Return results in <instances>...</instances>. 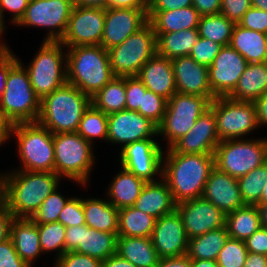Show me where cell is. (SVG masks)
I'll list each match as a JSON object with an SVG mask.
<instances>
[{"label":"cell","mask_w":267,"mask_h":267,"mask_svg":"<svg viewBox=\"0 0 267 267\" xmlns=\"http://www.w3.org/2000/svg\"><path fill=\"white\" fill-rule=\"evenodd\" d=\"M58 222L62 223L65 227L86 224L82 198L71 197L60 212Z\"/></svg>","instance_id":"cell-47"},{"label":"cell","mask_w":267,"mask_h":267,"mask_svg":"<svg viewBox=\"0 0 267 267\" xmlns=\"http://www.w3.org/2000/svg\"><path fill=\"white\" fill-rule=\"evenodd\" d=\"M105 16V8L74 5L66 32L60 42L65 48L100 45Z\"/></svg>","instance_id":"cell-15"},{"label":"cell","mask_w":267,"mask_h":267,"mask_svg":"<svg viewBox=\"0 0 267 267\" xmlns=\"http://www.w3.org/2000/svg\"><path fill=\"white\" fill-rule=\"evenodd\" d=\"M219 142L216 118L209 108L196 120L193 128L171 148L176 153L214 155Z\"/></svg>","instance_id":"cell-22"},{"label":"cell","mask_w":267,"mask_h":267,"mask_svg":"<svg viewBox=\"0 0 267 267\" xmlns=\"http://www.w3.org/2000/svg\"><path fill=\"white\" fill-rule=\"evenodd\" d=\"M64 47L61 42L43 41L32 62L25 67L40 100L68 83Z\"/></svg>","instance_id":"cell-8"},{"label":"cell","mask_w":267,"mask_h":267,"mask_svg":"<svg viewBox=\"0 0 267 267\" xmlns=\"http://www.w3.org/2000/svg\"><path fill=\"white\" fill-rule=\"evenodd\" d=\"M214 156L215 167L238 179L267 162V137L220 141Z\"/></svg>","instance_id":"cell-9"},{"label":"cell","mask_w":267,"mask_h":267,"mask_svg":"<svg viewBox=\"0 0 267 267\" xmlns=\"http://www.w3.org/2000/svg\"><path fill=\"white\" fill-rule=\"evenodd\" d=\"M260 211L261 227L267 228V203L257 204Z\"/></svg>","instance_id":"cell-67"},{"label":"cell","mask_w":267,"mask_h":267,"mask_svg":"<svg viewBox=\"0 0 267 267\" xmlns=\"http://www.w3.org/2000/svg\"><path fill=\"white\" fill-rule=\"evenodd\" d=\"M244 242L248 252L267 256V228L260 227Z\"/></svg>","instance_id":"cell-55"},{"label":"cell","mask_w":267,"mask_h":267,"mask_svg":"<svg viewBox=\"0 0 267 267\" xmlns=\"http://www.w3.org/2000/svg\"><path fill=\"white\" fill-rule=\"evenodd\" d=\"M266 61H267V34H266Z\"/></svg>","instance_id":"cell-72"},{"label":"cell","mask_w":267,"mask_h":267,"mask_svg":"<svg viewBox=\"0 0 267 267\" xmlns=\"http://www.w3.org/2000/svg\"><path fill=\"white\" fill-rule=\"evenodd\" d=\"M39 233V242L43 254L56 251V259L65 253L66 227L60 222L36 224Z\"/></svg>","instance_id":"cell-42"},{"label":"cell","mask_w":267,"mask_h":267,"mask_svg":"<svg viewBox=\"0 0 267 267\" xmlns=\"http://www.w3.org/2000/svg\"><path fill=\"white\" fill-rule=\"evenodd\" d=\"M202 197L214 204L225 215L245 206L237 178L220 171L217 167L210 171Z\"/></svg>","instance_id":"cell-24"},{"label":"cell","mask_w":267,"mask_h":267,"mask_svg":"<svg viewBox=\"0 0 267 267\" xmlns=\"http://www.w3.org/2000/svg\"><path fill=\"white\" fill-rule=\"evenodd\" d=\"M55 172L13 170L4 176L3 200L15 218H31L59 186Z\"/></svg>","instance_id":"cell-2"},{"label":"cell","mask_w":267,"mask_h":267,"mask_svg":"<svg viewBox=\"0 0 267 267\" xmlns=\"http://www.w3.org/2000/svg\"><path fill=\"white\" fill-rule=\"evenodd\" d=\"M267 179V162L238 178L240 194L245 205H257Z\"/></svg>","instance_id":"cell-41"},{"label":"cell","mask_w":267,"mask_h":267,"mask_svg":"<svg viewBox=\"0 0 267 267\" xmlns=\"http://www.w3.org/2000/svg\"><path fill=\"white\" fill-rule=\"evenodd\" d=\"M70 199L71 198L66 199V197H64L63 194L61 195L56 189L42 202L30 219L36 224L58 222L60 212Z\"/></svg>","instance_id":"cell-43"},{"label":"cell","mask_w":267,"mask_h":267,"mask_svg":"<svg viewBox=\"0 0 267 267\" xmlns=\"http://www.w3.org/2000/svg\"><path fill=\"white\" fill-rule=\"evenodd\" d=\"M157 53L156 34L148 22L124 42L108 50L115 77L137 76L140 69Z\"/></svg>","instance_id":"cell-11"},{"label":"cell","mask_w":267,"mask_h":267,"mask_svg":"<svg viewBox=\"0 0 267 267\" xmlns=\"http://www.w3.org/2000/svg\"><path fill=\"white\" fill-rule=\"evenodd\" d=\"M116 253L135 267H156L160 259L151 237L117 236Z\"/></svg>","instance_id":"cell-30"},{"label":"cell","mask_w":267,"mask_h":267,"mask_svg":"<svg viewBox=\"0 0 267 267\" xmlns=\"http://www.w3.org/2000/svg\"><path fill=\"white\" fill-rule=\"evenodd\" d=\"M163 155L162 178L167 182L176 204L202 197L214 155L176 153L172 148Z\"/></svg>","instance_id":"cell-1"},{"label":"cell","mask_w":267,"mask_h":267,"mask_svg":"<svg viewBox=\"0 0 267 267\" xmlns=\"http://www.w3.org/2000/svg\"><path fill=\"white\" fill-rule=\"evenodd\" d=\"M103 261L78 252H65L56 259L55 267H102Z\"/></svg>","instance_id":"cell-49"},{"label":"cell","mask_w":267,"mask_h":267,"mask_svg":"<svg viewBox=\"0 0 267 267\" xmlns=\"http://www.w3.org/2000/svg\"><path fill=\"white\" fill-rule=\"evenodd\" d=\"M191 267H219L215 260H191Z\"/></svg>","instance_id":"cell-66"},{"label":"cell","mask_w":267,"mask_h":267,"mask_svg":"<svg viewBox=\"0 0 267 267\" xmlns=\"http://www.w3.org/2000/svg\"><path fill=\"white\" fill-rule=\"evenodd\" d=\"M210 103L207 97L179 92L167 100L165 115L158 125V136L168 140L167 148L193 128L196 120L209 109Z\"/></svg>","instance_id":"cell-10"},{"label":"cell","mask_w":267,"mask_h":267,"mask_svg":"<svg viewBox=\"0 0 267 267\" xmlns=\"http://www.w3.org/2000/svg\"><path fill=\"white\" fill-rule=\"evenodd\" d=\"M148 22L154 33L178 32L198 28L200 15L193 7L179 8L169 11H147Z\"/></svg>","instance_id":"cell-29"},{"label":"cell","mask_w":267,"mask_h":267,"mask_svg":"<svg viewBox=\"0 0 267 267\" xmlns=\"http://www.w3.org/2000/svg\"><path fill=\"white\" fill-rule=\"evenodd\" d=\"M55 173L60 177L87 185L95 164L93 144L77 132L53 134Z\"/></svg>","instance_id":"cell-7"},{"label":"cell","mask_w":267,"mask_h":267,"mask_svg":"<svg viewBox=\"0 0 267 267\" xmlns=\"http://www.w3.org/2000/svg\"><path fill=\"white\" fill-rule=\"evenodd\" d=\"M188 239L225 227L226 215L203 197L176 204Z\"/></svg>","instance_id":"cell-18"},{"label":"cell","mask_w":267,"mask_h":267,"mask_svg":"<svg viewBox=\"0 0 267 267\" xmlns=\"http://www.w3.org/2000/svg\"><path fill=\"white\" fill-rule=\"evenodd\" d=\"M163 148L154 138L135 141L125 145L120 152V166L147 182L162 177Z\"/></svg>","instance_id":"cell-14"},{"label":"cell","mask_w":267,"mask_h":267,"mask_svg":"<svg viewBox=\"0 0 267 267\" xmlns=\"http://www.w3.org/2000/svg\"><path fill=\"white\" fill-rule=\"evenodd\" d=\"M228 238L226 226L193 237L189 239L187 255L191 260L216 261Z\"/></svg>","instance_id":"cell-35"},{"label":"cell","mask_w":267,"mask_h":267,"mask_svg":"<svg viewBox=\"0 0 267 267\" xmlns=\"http://www.w3.org/2000/svg\"><path fill=\"white\" fill-rule=\"evenodd\" d=\"M68 50V51H67ZM66 50L67 81L91 98L113 75L108 50L101 45L75 46Z\"/></svg>","instance_id":"cell-3"},{"label":"cell","mask_w":267,"mask_h":267,"mask_svg":"<svg viewBox=\"0 0 267 267\" xmlns=\"http://www.w3.org/2000/svg\"><path fill=\"white\" fill-rule=\"evenodd\" d=\"M176 90L182 94L200 95L211 102L216 98L209 85L208 67L190 56L171 59Z\"/></svg>","instance_id":"cell-23"},{"label":"cell","mask_w":267,"mask_h":267,"mask_svg":"<svg viewBox=\"0 0 267 267\" xmlns=\"http://www.w3.org/2000/svg\"><path fill=\"white\" fill-rule=\"evenodd\" d=\"M10 239L21 259L30 267L42 252L36 223L29 218H14L10 227Z\"/></svg>","instance_id":"cell-27"},{"label":"cell","mask_w":267,"mask_h":267,"mask_svg":"<svg viewBox=\"0 0 267 267\" xmlns=\"http://www.w3.org/2000/svg\"><path fill=\"white\" fill-rule=\"evenodd\" d=\"M155 34L157 54L167 59L189 56L200 37L198 28Z\"/></svg>","instance_id":"cell-34"},{"label":"cell","mask_w":267,"mask_h":267,"mask_svg":"<svg viewBox=\"0 0 267 267\" xmlns=\"http://www.w3.org/2000/svg\"><path fill=\"white\" fill-rule=\"evenodd\" d=\"M267 92V61L248 63L235 89L227 96L232 100L254 102Z\"/></svg>","instance_id":"cell-28"},{"label":"cell","mask_w":267,"mask_h":267,"mask_svg":"<svg viewBox=\"0 0 267 267\" xmlns=\"http://www.w3.org/2000/svg\"><path fill=\"white\" fill-rule=\"evenodd\" d=\"M18 61L16 55L10 50L8 45L4 44L0 48V95L6 86V77L9 69Z\"/></svg>","instance_id":"cell-54"},{"label":"cell","mask_w":267,"mask_h":267,"mask_svg":"<svg viewBox=\"0 0 267 267\" xmlns=\"http://www.w3.org/2000/svg\"><path fill=\"white\" fill-rule=\"evenodd\" d=\"M222 47L223 46L217 42L199 37L189 56L197 63L209 67L213 63L214 58L221 51Z\"/></svg>","instance_id":"cell-46"},{"label":"cell","mask_w":267,"mask_h":267,"mask_svg":"<svg viewBox=\"0 0 267 267\" xmlns=\"http://www.w3.org/2000/svg\"><path fill=\"white\" fill-rule=\"evenodd\" d=\"M248 251L243 240L228 238L219 252L216 262L219 267H243Z\"/></svg>","instance_id":"cell-44"},{"label":"cell","mask_w":267,"mask_h":267,"mask_svg":"<svg viewBox=\"0 0 267 267\" xmlns=\"http://www.w3.org/2000/svg\"><path fill=\"white\" fill-rule=\"evenodd\" d=\"M117 233L89 228L86 224L66 227L65 252H78L101 261L116 254Z\"/></svg>","instance_id":"cell-16"},{"label":"cell","mask_w":267,"mask_h":267,"mask_svg":"<svg viewBox=\"0 0 267 267\" xmlns=\"http://www.w3.org/2000/svg\"><path fill=\"white\" fill-rule=\"evenodd\" d=\"M156 267H191L188 255L159 259Z\"/></svg>","instance_id":"cell-60"},{"label":"cell","mask_w":267,"mask_h":267,"mask_svg":"<svg viewBox=\"0 0 267 267\" xmlns=\"http://www.w3.org/2000/svg\"><path fill=\"white\" fill-rule=\"evenodd\" d=\"M74 7L73 0H30L16 26L49 29L44 41L60 42L66 32Z\"/></svg>","instance_id":"cell-13"},{"label":"cell","mask_w":267,"mask_h":267,"mask_svg":"<svg viewBox=\"0 0 267 267\" xmlns=\"http://www.w3.org/2000/svg\"><path fill=\"white\" fill-rule=\"evenodd\" d=\"M108 8L148 9V0H108Z\"/></svg>","instance_id":"cell-59"},{"label":"cell","mask_w":267,"mask_h":267,"mask_svg":"<svg viewBox=\"0 0 267 267\" xmlns=\"http://www.w3.org/2000/svg\"><path fill=\"white\" fill-rule=\"evenodd\" d=\"M222 0H193V7L200 16L219 14Z\"/></svg>","instance_id":"cell-58"},{"label":"cell","mask_w":267,"mask_h":267,"mask_svg":"<svg viewBox=\"0 0 267 267\" xmlns=\"http://www.w3.org/2000/svg\"><path fill=\"white\" fill-rule=\"evenodd\" d=\"M167 99L146 89L142 100V107L137 111L143 117L150 119L157 126L162 122L166 112Z\"/></svg>","instance_id":"cell-45"},{"label":"cell","mask_w":267,"mask_h":267,"mask_svg":"<svg viewBox=\"0 0 267 267\" xmlns=\"http://www.w3.org/2000/svg\"><path fill=\"white\" fill-rule=\"evenodd\" d=\"M18 61L9 69L6 86L0 95V114L9 125L37 122L41 100L32 88L29 75Z\"/></svg>","instance_id":"cell-5"},{"label":"cell","mask_w":267,"mask_h":267,"mask_svg":"<svg viewBox=\"0 0 267 267\" xmlns=\"http://www.w3.org/2000/svg\"><path fill=\"white\" fill-rule=\"evenodd\" d=\"M266 203H267V179L265 181V185L263 186L262 196L258 204H266Z\"/></svg>","instance_id":"cell-69"},{"label":"cell","mask_w":267,"mask_h":267,"mask_svg":"<svg viewBox=\"0 0 267 267\" xmlns=\"http://www.w3.org/2000/svg\"><path fill=\"white\" fill-rule=\"evenodd\" d=\"M13 134V135H12ZM17 139L22 171L55 172L53 134L38 122L9 127V138Z\"/></svg>","instance_id":"cell-6"},{"label":"cell","mask_w":267,"mask_h":267,"mask_svg":"<svg viewBox=\"0 0 267 267\" xmlns=\"http://www.w3.org/2000/svg\"><path fill=\"white\" fill-rule=\"evenodd\" d=\"M251 6V0H222L220 13L238 23Z\"/></svg>","instance_id":"cell-51"},{"label":"cell","mask_w":267,"mask_h":267,"mask_svg":"<svg viewBox=\"0 0 267 267\" xmlns=\"http://www.w3.org/2000/svg\"><path fill=\"white\" fill-rule=\"evenodd\" d=\"M76 132L92 144L95 138L103 139L107 142L108 115L91 103L85 110Z\"/></svg>","instance_id":"cell-40"},{"label":"cell","mask_w":267,"mask_h":267,"mask_svg":"<svg viewBox=\"0 0 267 267\" xmlns=\"http://www.w3.org/2000/svg\"><path fill=\"white\" fill-rule=\"evenodd\" d=\"M243 267H267V256L248 252Z\"/></svg>","instance_id":"cell-62"},{"label":"cell","mask_w":267,"mask_h":267,"mask_svg":"<svg viewBox=\"0 0 267 267\" xmlns=\"http://www.w3.org/2000/svg\"><path fill=\"white\" fill-rule=\"evenodd\" d=\"M133 207L154 217L170 214L176 210V203L167 182L161 177L158 181L147 182Z\"/></svg>","instance_id":"cell-26"},{"label":"cell","mask_w":267,"mask_h":267,"mask_svg":"<svg viewBox=\"0 0 267 267\" xmlns=\"http://www.w3.org/2000/svg\"><path fill=\"white\" fill-rule=\"evenodd\" d=\"M229 46L248 63L266 62V34L235 24Z\"/></svg>","instance_id":"cell-31"},{"label":"cell","mask_w":267,"mask_h":267,"mask_svg":"<svg viewBox=\"0 0 267 267\" xmlns=\"http://www.w3.org/2000/svg\"><path fill=\"white\" fill-rule=\"evenodd\" d=\"M259 126L267 125V92L253 102Z\"/></svg>","instance_id":"cell-61"},{"label":"cell","mask_w":267,"mask_h":267,"mask_svg":"<svg viewBox=\"0 0 267 267\" xmlns=\"http://www.w3.org/2000/svg\"><path fill=\"white\" fill-rule=\"evenodd\" d=\"M209 108L215 115L220 141L239 139V137L241 139L259 127L253 102L216 97Z\"/></svg>","instance_id":"cell-12"},{"label":"cell","mask_w":267,"mask_h":267,"mask_svg":"<svg viewBox=\"0 0 267 267\" xmlns=\"http://www.w3.org/2000/svg\"><path fill=\"white\" fill-rule=\"evenodd\" d=\"M143 82L136 76L125 77L126 110L138 111L146 92Z\"/></svg>","instance_id":"cell-48"},{"label":"cell","mask_w":267,"mask_h":267,"mask_svg":"<svg viewBox=\"0 0 267 267\" xmlns=\"http://www.w3.org/2000/svg\"><path fill=\"white\" fill-rule=\"evenodd\" d=\"M151 238L160 259L182 256L188 252L189 239L177 210L155 221Z\"/></svg>","instance_id":"cell-21"},{"label":"cell","mask_w":267,"mask_h":267,"mask_svg":"<svg viewBox=\"0 0 267 267\" xmlns=\"http://www.w3.org/2000/svg\"><path fill=\"white\" fill-rule=\"evenodd\" d=\"M0 267H30L17 254L10 238L0 243Z\"/></svg>","instance_id":"cell-53"},{"label":"cell","mask_w":267,"mask_h":267,"mask_svg":"<svg viewBox=\"0 0 267 267\" xmlns=\"http://www.w3.org/2000/svg\"><path fill=\"white\" fill-rule=\"evenodd\" d=\"M102 267H135L128 260L121 258L117 253L103 261Z\"/></svg>","instance_id":"cell-63"},{"label":"cell","mask_w":267,"mask_h":267,"mask_svg":"<svg viewBox=\"0 0 267 267\" xmlns=\"http://www.w3.org/2000/svg\"><path fill=\"white\" fill-rule=\"evenodd\" d=\"M235 24L221 13L200 16L198 33L202 38L228 46Z\"/></svg>","instance_id":"cell-39"},{"label":"cell","mask_w":267,"mask_h":267,"mask_svg":"<svg viewBox=\"0 0 267 267\" xmlns=\"http://www.w3.org/2000/svg\"><path fill=\"white\" fill-rule=\"evenodd\" d=\"M156 219L137 208L119 209L117 236L151 237Z\"/></svg>","instance_id":"cell-37"},{"label":"cell","mask_w":267,"mask_h":267,"mask_svg":"<svg viewBox=\"0 0 267 267\" xmlns=\"http://www.w3.org/2000/svg\"><path fill=\"white\" fill-rule=\"evenodd\" d=\"M136 77L147 89L167 100L177 92L171 59L157 53L147 61Z\"/></svg>","instance_id":"cell-25"},{"label":"cell","mask_w":267,"mask_h":267,"mask_svg":"<svg viewBox=\"0 0 267 267\" xmlns=\"http://www.w3.org/2000/svg\"><path fill=\"white\" fill-rule=\"evenodd\" d=\"M85 223L95 230L117 233L119 210L109 201L98 198L82 199Z\"/></svg>","instance_id":"cell-33"},{"label":"cell","mask_w":267,"mask_h":267,"mask_svg":"<svg viewBox=\"0 0 267 267\" xmlns=\"http://www.w3.org/2000/svg\"><path fill=\"white\" fill-rule=\"evenodd\" d=\"M193 6V0H148L147 11H169Z\"/></svg>","instance_id":"cell-56"},{"label":"cell","mask_w":267,"mask_h":267,"mask_svg":"<svg viewBox=\"0 0 267 267\" xmlns=\"http://www.w3.org/2000/svg\"><path fill=\"white\" fill-rule=\"evenodd\" d=\"M15 217L9 210L7 203L0 202V243L10 238V227Z\"/></svg>","instance_id":"cell-57"},{"label":"cell","mask_w":267,"mask_h":267,"mask_svg":"<svg viewBox=\"0 0 267 267\" xmlns=\"http://www.w3.org/2000/svg\"><path fill=\"white\" fill-rule=\"evenodd\" d=\"M91 103L107 115L125 110V77L113 78L91 98Z\"/></svg>","instance_id":"cell-38"},{"label":"cell","mask_w":267,"mask_h":267,"mask_svg":"<svg viewBox=\"0 0 267 267\" xmlns=\"http://www.w3.org/2000/svg\"><path fill=\"white\" fill-rule=\"evenodd\" d=\"M9 127L0 114V146L9 140Z\"/></svg>","instance_id":"cell-65"},{"label":"cell","mask_w":267,"mask_h":267,"mask_svg":"<svg viewBox=\"0 0 267 267\" xmlns=\"http://www.w3.org/2000/svg\"><path fill=\"white\" fill-rule=\"evenodd\" d=\"M225 226L230 238L246 240L261 227L257 205H245L226 214Z\"/></svg>","instance_id":"cell-36"},{"label":"cell","mask_w":267,"mask_h":267,"mask_svg":"<svg viewBox=\"0 0 267 267\" xmlns=\"http://www.w3.org/2000/svg\"><path fill=\"white\" fill-rule=\"evenodd\" d=\"M4 175L5 173H0V202L3 201V191H4Z\"/></svg>","instance_id":"cell-70"},{"label":"cell","mask_w":267,"mask_h":267,"mask_svg":"<svg viewBox=\"0 0 267 267\" xmlns=\"http://www.w3.org/2000/svg\"><path fill=\"white\" fill-rule=\"evenodd\" d=\"M158 136V126L137 111L122 110L108 115L107 142L122 148L135 141Z\"/></svg>","instance_id":"cell-17"},{"label":"cell","mask_w":267,"mask_h":267,"mask_svg":"<svg viewBox=\"0 0 267 267\" xmlns=\"http://www.w3.org/2000/svg\"><path fill=\"white\" fill-rule=\"evenodd\" d=\"M238 24L243 28L267 34V11L251 6Z\"/></svg>","instance_id":"cell-50"},{"label":"cell","mask_w":267,"mask_h":267,"mask_svg":"<svg viewBox=\"0 0 267 267\" xmlns=\"http://www.w3.org/2000/svg\"><path fill=\"white\" fill-rule=\"evenodd\" d=\"M5 27H3L1 24H0V38L1 36L3 35V32L5 33Z\"/></svg>","instance_id":"cell-71"},{"label":"cell","mask_w":267,"mask_h":267,"mask_svg":"<svg viewBox=\"0 0 267 267\" xmlns=\"http://www.w3.org/2000/svg\"><path fill=\"white\" fill-rule=\"evenodd\" d=\"M248 62L236 50L223 46L208 67L209 85L215 97H227L236 87Z\"/></svg>","instance_id":"cell-19"},{"label":"cell","mask_w":267,"mask_h":267,"mask_svg":"<svg viewBox=\"0 0 267 267\" xmlns=\"http://www.w3.org/2000/svg\"><path fill=\"white\" fill-rule=\"evenodd\" d=\"M30 0H0V24L3 27L6 23L4 17L5 11L11 12V22L16 25L25 14Z\"/></svg>","instance_id":"cell-52"},{"label":"cell","mask_w":267,"mask_h":267,"mask_svg":"<svg viewBox=\"0 0 267 267\" xmlns=\"http://www.w3.org/2000/svg\"><path fill=\"white\" fill-rule=\"evenodd\" d=\"M121 169L112 179L106 193L108 201L118 210L133 206L146 184L132 172L123 167Z\"/></svg>","instance_id":"cell-32"},{"label":"cell","mask_w":267,"mask_h":267,"mask_svg":"<svg viewBox=\"0 0 267 267\" xmlns=\"http://www.w3.org/2000/svg\"><path fill=\"white\" fill-rule=\"evenodd\" d=\"M251 5L255 8L267 11V0H251Z\"/></svg>","instance_id":"cell-68"},{"label":"cell","mask_w":267,"mask_h":267,"mask_svg":"<svg viewBox=\"0 0 267 267\" xmlns=\"http://www.w3.org/2000/svg\"><path fill=\"white\" fill-rule=\"evenodd\" d=\"M90 104L89 95L67 83L41 100L37 122L52 134L76 132Z\"/></svg>","instance_id":"cell-4"},{"label":"cell","mask_w":267,"mask_h":267,"mask_svg":"<svg viewBox=\"0 0 267 267\" xmlns=\"http://www.w3.org/2000/svg\"><path fill=\"white\" fill-rule=\"evenodd\" d=\"M148 23L147 9L106 8L100 45L105 49L121 44Z\"/></svg>","instance_id":"cell-20"},{"label":"cell","mask_w":267,"mask_h":267,"mask_svg":"<svg viewBox=\"0 0 267 267\" xmlns=\"http://www.w3.org/2000/svg\"><path fill=\"white\" fill-rule=\"evenodd\" d=\"M4 41L3 42H0V48L4 45Z\"/></svg>","instance_id":"cell-73"},{"label":"cell","mask_w":267,"mask_h":267,"mask_svg":"<svg viewBox=\"0 0 267 267\" xmlns=\"http://www.w3.org/2000/svg\"><path fill=\"white\" fill-rule=\"evenodd\" d=\"M73 2L76 6L108 8V0H73Z\"/></svg>","instance_id":"cell-64"}]
</instances>
